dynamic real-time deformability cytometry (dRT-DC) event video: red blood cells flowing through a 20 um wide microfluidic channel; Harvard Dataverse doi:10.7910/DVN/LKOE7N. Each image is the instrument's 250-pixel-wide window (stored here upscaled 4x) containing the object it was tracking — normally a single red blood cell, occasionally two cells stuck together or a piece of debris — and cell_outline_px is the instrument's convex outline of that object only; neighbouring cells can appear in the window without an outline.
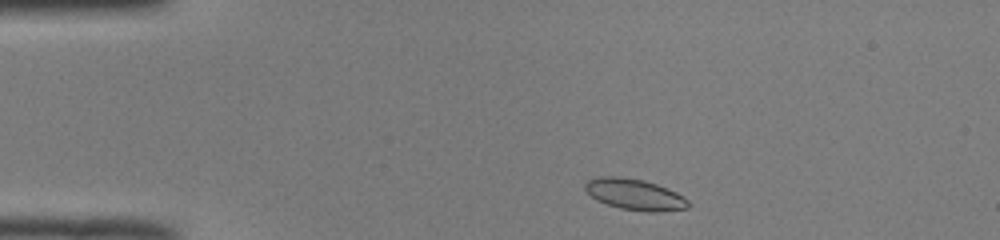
{"species": "common noctule bat (a hibernating species)", "species_latin": "Nyctalus noctula", "temperature_condition": "room temperature", "stored_images_in_passage": 6, "camera_frame_rate_fps": 3000, "um_per_image_px": 0.085, "animal": {"sex": "male", "body_mass_g": 19.0, "forearm_length_mm": 50.8}, "frame": {"image": 1, "passage_image": 2, "time_ms": 0.333, "image_size_px": [1000, 240], "cell_outline_px": [[692, 204], [688, 208], [660, 212], [648, 212], [620, 208], [596, 200], [584, 188], [584, 184], [588, 180], [600, 176], [620, 176], [644, 180], [668, 188], [684, 196]], "centroid_in_image_um": [53.99, 16.53], "position_along_channel_um": 31.0, "area_um2": 18.84}}